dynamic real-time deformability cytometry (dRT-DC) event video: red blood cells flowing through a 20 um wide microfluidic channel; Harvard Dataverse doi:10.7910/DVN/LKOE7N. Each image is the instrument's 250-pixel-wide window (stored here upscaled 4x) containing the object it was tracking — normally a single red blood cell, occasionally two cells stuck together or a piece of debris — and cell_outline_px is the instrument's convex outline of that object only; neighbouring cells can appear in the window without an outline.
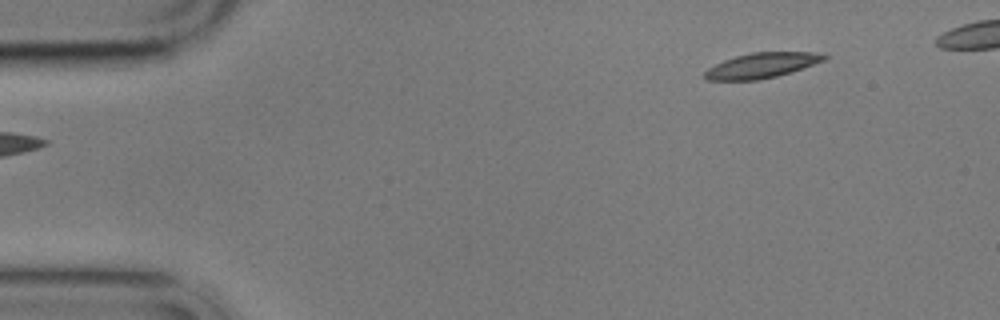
{"species": "common noctule bat (a hibernating species)", "species_latin": "Nyctalus noctula", "temperature_condition": "cold", "stored_images_in_passage": 4, "segment_of_instrument_passage": [2, 2], "camera_frame_rate_fps": 3000, "um_per_image_px": 0.085, "animal": {"sex": "male", "body_mass_g": 17.9}, "frame": {"image": 1, "passage_image": 4, "time_ms": 4.0, "image_size_px": [1000, 320], "cell_outline_px": [[828, 56], [824, 60], [776, 76], [760, 80], [704, 80], [704, 72], [708, 68], [724, 60], [736, 56], [752, 52], [812, 52]], "centroid_in_image_um": [64.67, 5.56], "position_along_channel_um": 20.3, "area_um2": 17.17}}